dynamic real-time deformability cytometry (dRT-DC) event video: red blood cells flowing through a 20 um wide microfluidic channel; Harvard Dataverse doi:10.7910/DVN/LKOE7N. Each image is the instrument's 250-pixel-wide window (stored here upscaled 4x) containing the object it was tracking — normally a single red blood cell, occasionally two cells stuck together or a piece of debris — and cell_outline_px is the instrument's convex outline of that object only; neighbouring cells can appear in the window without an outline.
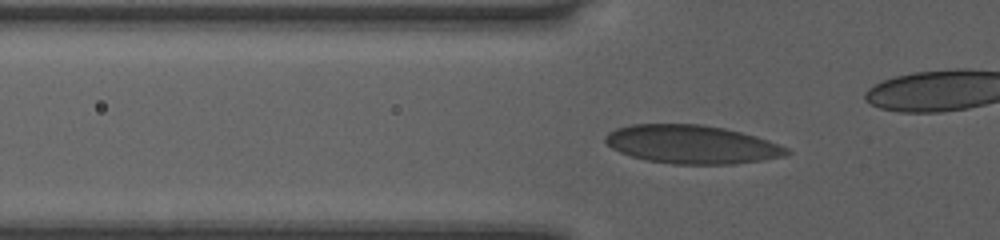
{"species": "human", "species_latin": "Homo sapiens", "temperature_condition": "room temperature", "stored_images_in_passage": 26, "camera_frame_rate_fps": 3000, "um_per_image_px": 0.085, "donor": {"sex": "female"}, "frame": {"image": 1, "passage_image": 2, "time_ms": 0.333, "image_size_px": [1000, 240], "cell_outline_px": [[792, 152], [784, 156], [760, 160], [732, 164], [672, 164], [648, 160], [632, 156], [620, 152], [612, 148], [604, 140], [604, 136], [608, 132], [616, 128], [632, 124], [700, 124], [724, 128], [756, 136], [780, 144], [788, 148]], "centroid_in_image_um": [58.8, 12.27], "position_along_channel_um": 67.0, "area_um2": 40.58}}
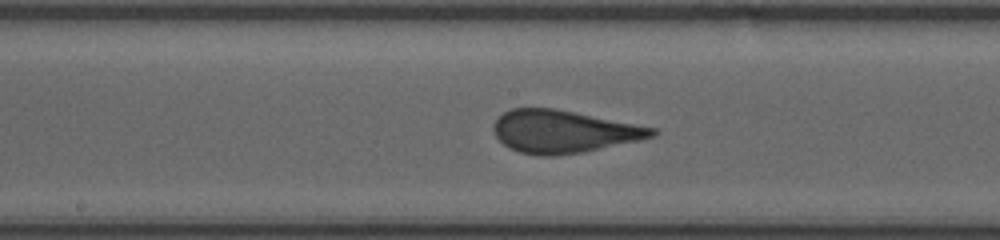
{"frame": {"image": 2, "passage_image": 12, "time_ms": 3.667, "image_size_px": [1000, 240], "cell_outline_px": [[660, 132], [656, 136], [640, 140], [584, 152], [556, 156], [540, 156], [520, 152], [508, 148], [496, 136], [492, 128], [492, 124], [504, 112], [512, 108], [552, 108], [656, 128]], "centroid_in_image_um": [47.89, 11.19], "position_along_channel_um": 200.3, "area_um2": 39.25}}
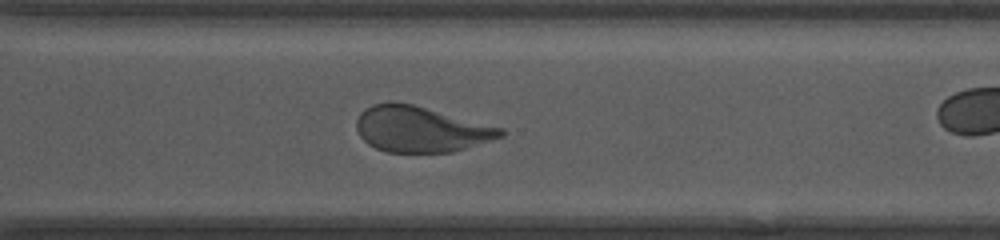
{"frame": {"image": 3, "passage_image": 22, "time_ms": 7.0, "image_size_px": [1000, 240], "cell_outline_px": [[504, 136], [452, 152], [384, 152], [368, 144], [360, 136], [356, 128], [356, 120], [360, 112], [364, 108], [372, 104], [392, 100], [412, 104], [504, 128]], "centroid_in_image_um": [35.71, 10.97], "position_along_channel_um": 334.9, "area_um2": 38.55}}